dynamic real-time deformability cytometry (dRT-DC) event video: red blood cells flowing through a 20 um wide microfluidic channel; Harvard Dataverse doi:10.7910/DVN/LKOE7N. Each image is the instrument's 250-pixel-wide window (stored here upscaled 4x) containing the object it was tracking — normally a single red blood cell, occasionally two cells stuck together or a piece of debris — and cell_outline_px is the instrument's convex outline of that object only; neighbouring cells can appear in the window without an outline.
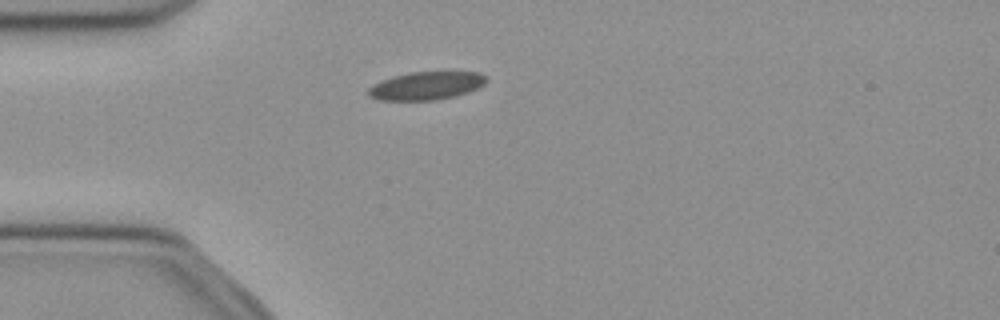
{"species": "common noctule bat (a hibernating species)", "species_latin": "Nyctalus noctula", "temperature_condition": "cold", "stored_images_in_passage": 28, "camera_frame_rate_fps": 3000, "um_per_image_px": 0.085, "animal": {"sex": "female", "body_mass_g": 21.9}, "frame": {"image": 1, "passage_image": 1, "time_ms": 0.0, "image_size_px": [1000, 320], "cell_outline_px": [[488, 80], [484, 84], [468, 92], [456, 96], [436, 100], [380, 100], [368, 96], [368, 88], [372, 84], [380, 80], [392, 76], [408, 72], [480, 72]], "centroid_in_image_um": [36.19, 7.29], "position_along_channel_um": 48.8, "area_um2": 19.42}}
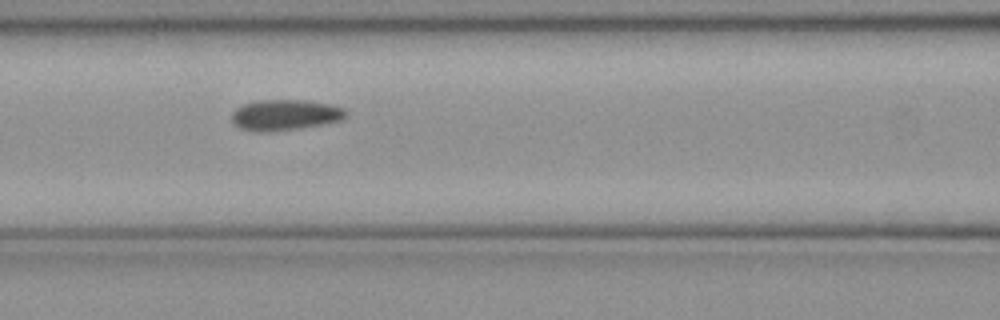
{"frame": {"image": 2, "passage_image": 9, "time_ms": 2.667, "image_size_px": [1000, 320], "cell_outline_px": [[344, 116], [340, 120], [300, 128], [268, 132], [256, 132], [240, 128], [232, 124], [232, 112], [236, 108], [244, 104], [260, 100], [304, 100], [328, 104], [344, 108]], "centroid_in_image_um": [24.14, 9.78], "position_along_channel_um": 142.5, "area_um2": 20.23}}
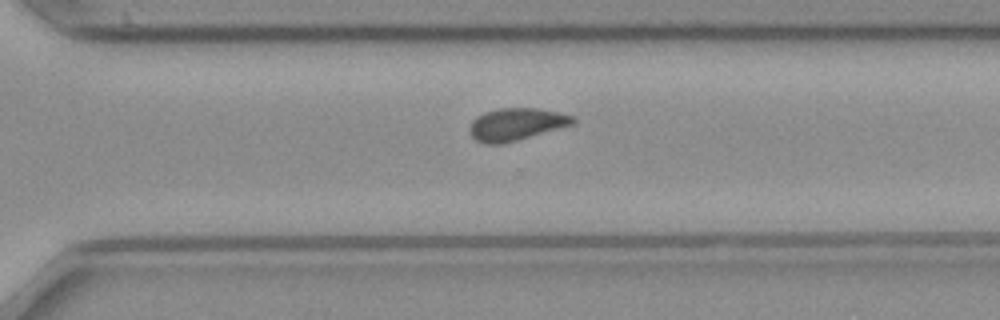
{"frame": {"image": 3, "passage_image": 23, "time_ms": 7.333, "image_size_px": [1000, 320], "cell_outline_px": [[576, 120], [572, 124], [516, 140], [500, 144], [484, 144], [476, 140], [472, 136], [468, 128], [472, 120], [476, 116], [484, 112], [496, 108], [536, 108], [560, 112], [572, 116]], "centroid_in_image_um": [43.81, 10.55], "position_along_channel_um": 326.8, "area_um2": 19.31}, "authors_computed_cell_mechanics": {"area_um2": 19.7676, "velocity_mm_per_s": 3.9588, "shape_relaxation_time_tau1_ms": null, "shape_relaxation_time_tau2_ms": 2.9355, "deformation_change_tau1": null, "deformation_change_tau2": 0.0843}}